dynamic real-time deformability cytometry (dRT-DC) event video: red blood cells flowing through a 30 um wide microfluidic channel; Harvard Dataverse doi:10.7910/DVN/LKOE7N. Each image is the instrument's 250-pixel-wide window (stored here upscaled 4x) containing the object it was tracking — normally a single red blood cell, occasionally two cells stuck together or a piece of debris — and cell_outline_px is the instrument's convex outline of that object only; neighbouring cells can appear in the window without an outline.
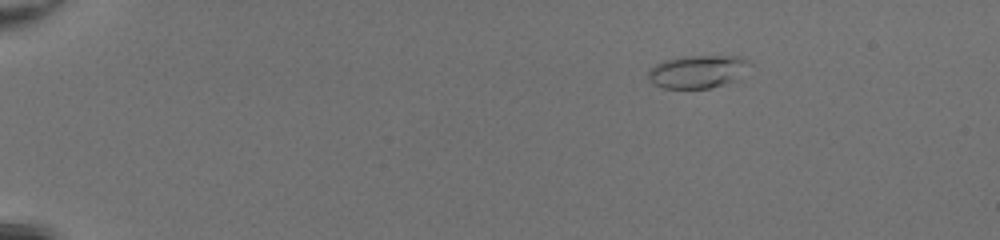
{"species": "common noctule bat (a hibernating species)", "species_latin": "Nyctalus noctula", "temperature_condition": "room temperature", "stored_images_in_passage": 44, "camera_frame_rate_fps": 3000, "um_per_image_px": 0.085, "animal": {"sex": "female", "body_mass_g": 20.0, "forearm_length_mm": 54.0}, "frame": {"image": 1, "passage_image": 2, "time_ms": 0.333, "image_size_px": [1000, 240], "cell_outline_px": [[752, 64], [736, 80], [724, 84], [708, 88], [664, 88], [648, 80], [648, 72], [656, 64], [664, 60], [680, 56], [740, 56], [748, 60]], "centroid_in_image_um": [59.32, 6.07], "position_along_channel_um": 25.7, "area_um2": 19.42}}
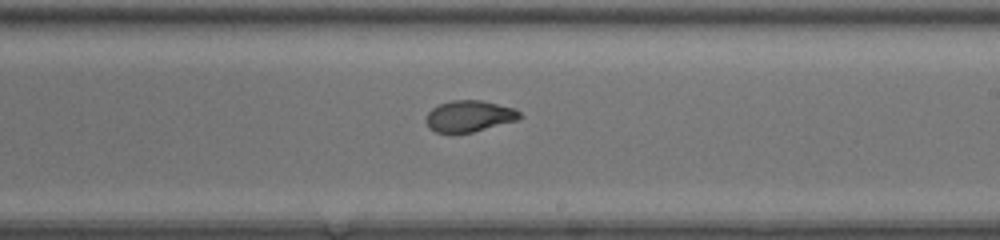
{"frame": {"image": 2, "passage_image": 26, "time_ms": 8.333, "image_size_px": [1000, 240], "cell_outline_px": [[524, 116], [520, 120], [472, 132], [436, 132], [428, 128], [428, 112], [432, 108], [440, 104], [452, 100], [484, 100], [516, 108]], "centroid_in_image_um": [39.98, 9.86], "position_along_channel_um": 249.0, "area_um2": 17.17}}
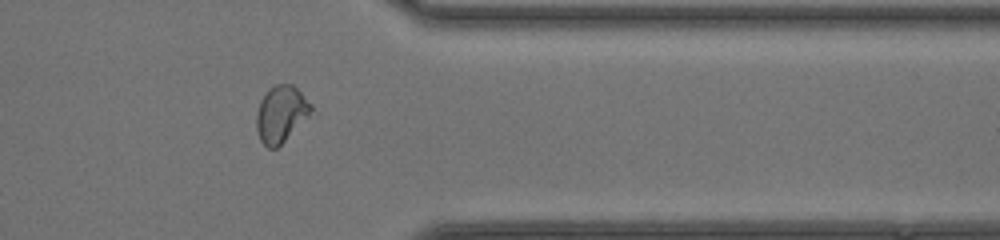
{"frame": {"image": 3, "passage_image": 36, "time_ms": 11.667, "image_size_px": [1000, 240], "cell_outline_px": [[312, 108], [308, 116], [276, 148], [268, 148], [260, 140], [256, 128], [256, 112], [260, 100], [268, 88], [276, 84], [292, 84], [312, 104]], "centroid_in_image_um": [23.85, 9.66], "position_along_channel_um": 387.6, "area_um2": 17.74}, "authors_computed_cell_mechanics": {"area_um2": 17.7735, "velocity_mm_per_s": 4.2862, "shape_relaxation_time_tau1_ms": 6.9452, "shape_relaxation_time_tau2_ms": 1.0644, "deformation_change_tau1": 0.2145, "deformation_change_tau2": 0.0622}}